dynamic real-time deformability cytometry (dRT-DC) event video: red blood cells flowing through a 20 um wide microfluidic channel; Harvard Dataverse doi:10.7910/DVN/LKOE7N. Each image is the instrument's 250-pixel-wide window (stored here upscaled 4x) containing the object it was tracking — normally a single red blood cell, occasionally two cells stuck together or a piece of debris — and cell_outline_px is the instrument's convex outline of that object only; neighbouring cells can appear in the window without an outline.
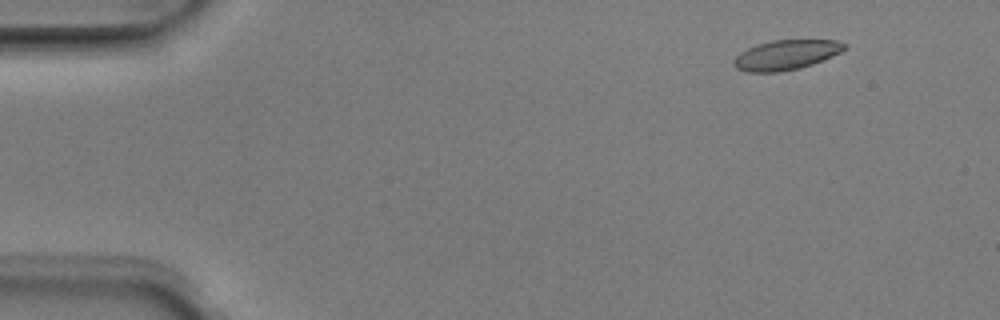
{"species": "Egyptian fruit bat (a non-hibernating species)", "species_latin": "Rousettus aegyptiacus", "temperature_condition": "room temperature", "stored_images_in_passage": 5, "segment_of_instrument_passage": [1, 2], "camera_frame_rate_fps": 3000, "um_per_image_px": 0.085, "animal": {"sex": "male"}, "frame": {"image": 1, "passage_image": 2, "time_ms": 0.333, "image_size_px": [1000, 320], "cell_outline_px": [[848, 44], [840, 52], [832, 56], [812, 64], [800, 68], [780, 72], [748, 72], [736, 68], [732, 64], [732, 60], [740, 52], [756, 44], [772, 40], [836, 40]], "centroid_in_image_um": [66.78, 4.67], "position_along_channel_um": 18.2, "area_um2": 19.25}}